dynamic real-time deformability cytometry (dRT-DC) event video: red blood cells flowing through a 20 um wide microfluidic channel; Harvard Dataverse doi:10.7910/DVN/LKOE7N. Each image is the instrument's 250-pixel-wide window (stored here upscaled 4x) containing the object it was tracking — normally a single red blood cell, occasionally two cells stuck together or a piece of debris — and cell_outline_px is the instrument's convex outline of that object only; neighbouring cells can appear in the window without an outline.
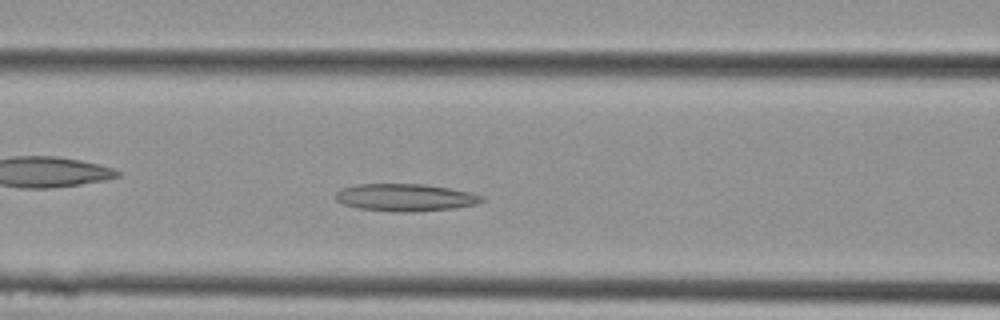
{"species": "Egyptian fruit bat (a non-hibernating species)", "species_latin": "Rousettus aegyptiacus", "temperature_condition": "cold", "stored_images_in_passage": 15, "camera_frame_rate_fps": 3000, "um_per_image_px": 0.085, "animal": {"sex": "female"}, "frame": {"image": 1, "passage_image": 13, "time_ms": 4.0, "image_size_px": [1000, 320], "cell_outline_px": [[484, 200], [476, 204], [456, 208], [412, 212], [392, 212], [360, 208], [344, 204], [336, 200], [336, 192], [340, 188], [356, 184], [420, 184], [448, 188], [472, 192], [484, 196]], "centroid_in_image_um": [34.46, 16.79], "position_along_channel_um": 132.1, "area_um2": 23.41}}
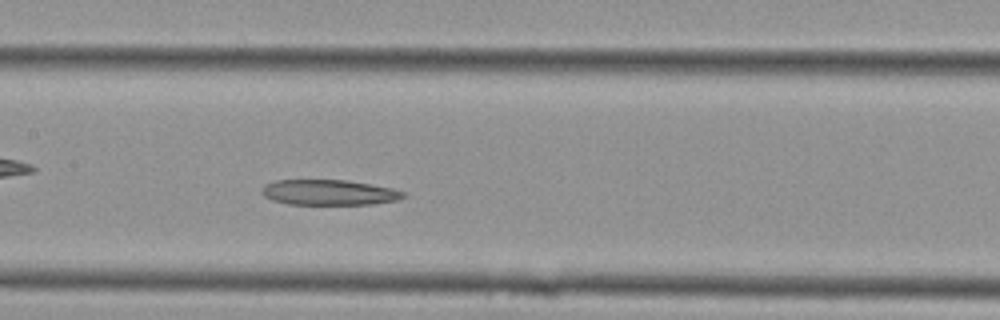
{"frame": {"image": 2, "passage_image": 15, "time_ms": 4.667, "image_size_px": [1000, 320], "cell_outline_px": [[408, 196], [396, 200], [372, 204], [288, 204], [272, 200], [264, 196], [260, 192], [260, 188], [264, 184], [276, 180], [344, 180], [392, 188], [408, 192]], "centroid_in_image_um": [27.95, 16.35], "position_along_channel_um": 179.4, "area_um2": 21.04}}